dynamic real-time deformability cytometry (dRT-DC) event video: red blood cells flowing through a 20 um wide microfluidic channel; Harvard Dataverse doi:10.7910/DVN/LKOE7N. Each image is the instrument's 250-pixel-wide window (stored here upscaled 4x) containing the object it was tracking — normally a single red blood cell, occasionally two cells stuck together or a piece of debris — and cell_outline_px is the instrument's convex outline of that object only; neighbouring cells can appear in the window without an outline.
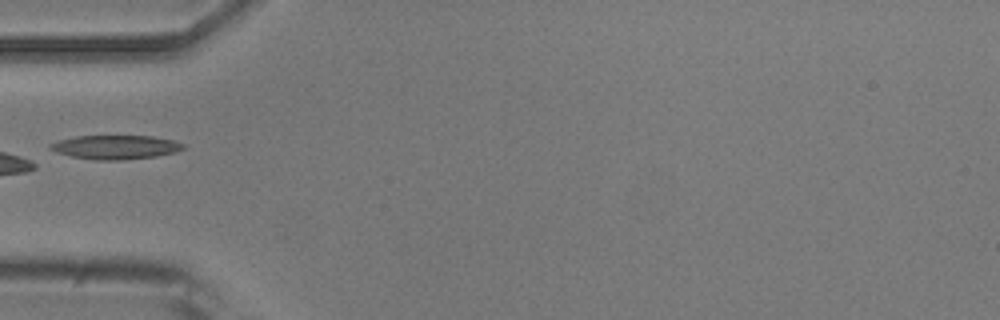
{"species": "common noctule bat (a hibernating species)", "species_latin": "Nyctalus noctula", "temperature_condition": "room temperature", "stored_images_in_passage": 4, "camera_frame_rate_fps": 3000, "um_per_image_px": 0.085, "animal": {"sex": "male", "body_mass_g": 20.5, "forearm_length_mm": 52.5}, "frame": {"image": 1, "passage_image": 4, "time_ms": 3.667, "image_size_px": [1000, 320], "cell_outline_px": [[188, 148], [176, 152], [156, 156], [120, 160], [96, 160], [72, 156], [56, 152], [48, 148], [48, 144], [56, 140], [76, 136], [152, 136], [176, 140], [184, 144]], "centroid_in_image_um": [9.84, 12.5], "position_along_channel_um": 75.2, "area_um2": 18.79}}